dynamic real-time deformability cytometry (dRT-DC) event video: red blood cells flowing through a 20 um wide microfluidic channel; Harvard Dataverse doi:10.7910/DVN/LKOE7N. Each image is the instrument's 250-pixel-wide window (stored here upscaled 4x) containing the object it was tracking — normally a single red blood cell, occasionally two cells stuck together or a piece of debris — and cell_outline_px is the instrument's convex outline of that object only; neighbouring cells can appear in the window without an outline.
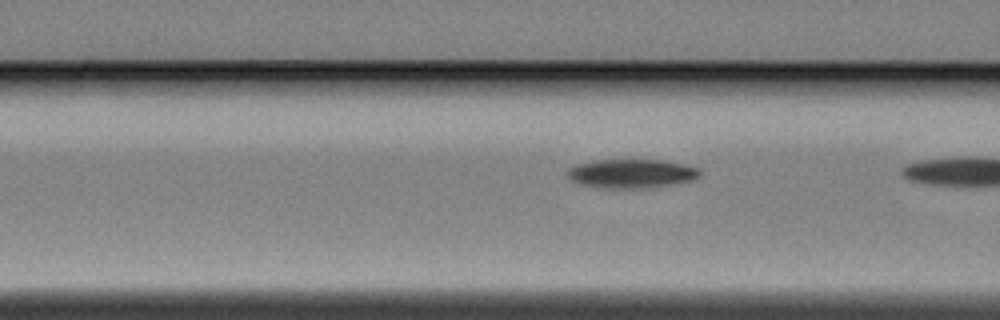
{"species": "Egyptian fruit bat (a non-hibernating species)", "species_latin": "Rousettus aegyptiacus", "temperature_condition": "cold", "stored_images_in_passage": 6, "camera_frame_rate_fps": 3000, "um_per_image_px": 0.085, "animal": {"sex": "female"}, "frame": {"image": 1, "passage_image": 4, "time_ms": 1.0, "image_size_px": [1000, 320], "cell_outline_px": [[700, 176], [692, 180], [652, 188], [604, 188], [580, 184], [572, 180], [568, 176], [568, 168], [576, 164], [592, 160], [632, 156], [660, 160], [700, 168]], "centroid_in_image_um": [53.65, 14.7], "position_along_channel_um": 113.0, "area_um2": 23.24}}